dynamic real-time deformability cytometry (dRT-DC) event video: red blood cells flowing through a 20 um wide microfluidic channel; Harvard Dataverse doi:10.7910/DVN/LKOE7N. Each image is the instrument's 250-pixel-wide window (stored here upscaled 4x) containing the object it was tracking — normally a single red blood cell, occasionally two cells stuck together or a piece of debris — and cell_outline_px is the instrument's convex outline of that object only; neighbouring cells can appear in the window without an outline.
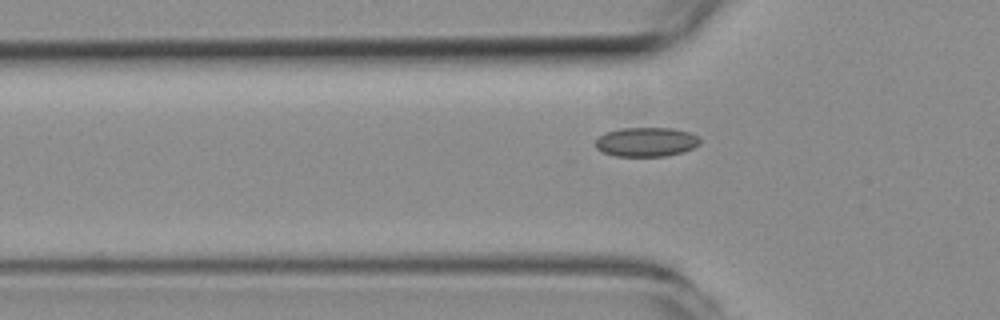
{"species": "common noctule bat (a hibernating species)", "species_latin": "Nyctalus noctula", "temperature_condition": "room temperature", "stored_images_in_passage": 35, "camera_frame_rate_fps": 3000, "um_per_image_px": 0.085, "animal": {"sex": "female", "body_mass_g": 19.3, "forearm_length_mm": 54.1}, "frame": {"image": 1, "passage_image": 4, "time_ms": 1.0, "image_size_px": [1000, 320], "cell_outline_px": [[700, 144], [684, 152], [664, 156], [616, 156], [604, 152], [596, 148], [596, 140], [600, 136], [608, 132], [620, 128], [672, 128], [688, 132], [696, 136], [700, 140]], "centroid_in_image_um": [54.94, 12.07], "position_along_channel_um": 70.9, "area_um2": 17.63}}
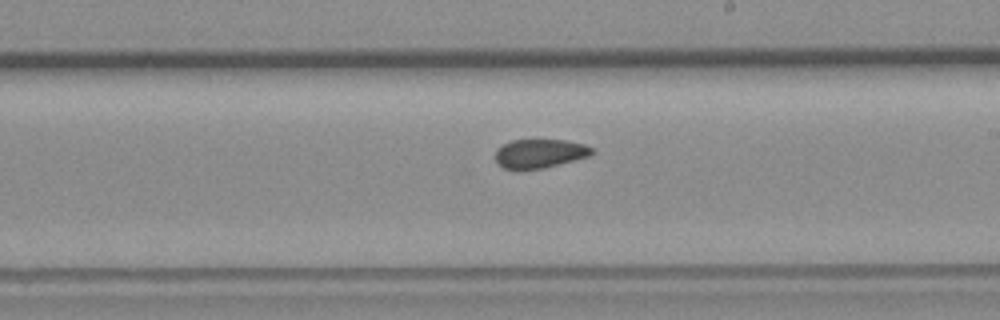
{"frame": {"image": 2, "passage_image": 17, "time_ms": 5.333, "image_size_px": [1000, 320], "cell_outline_px": [[596, 152], [588, 156], [544, 168], [520, 172], [504, 168], [496, 160], [496, 148], [512, 140], [564, 140], [584, 144], [592, 148]], "centroid_in_image_um": [45.85, 13.07], "position_along_channel_um": 243.2, "area_um2": 16.47}}
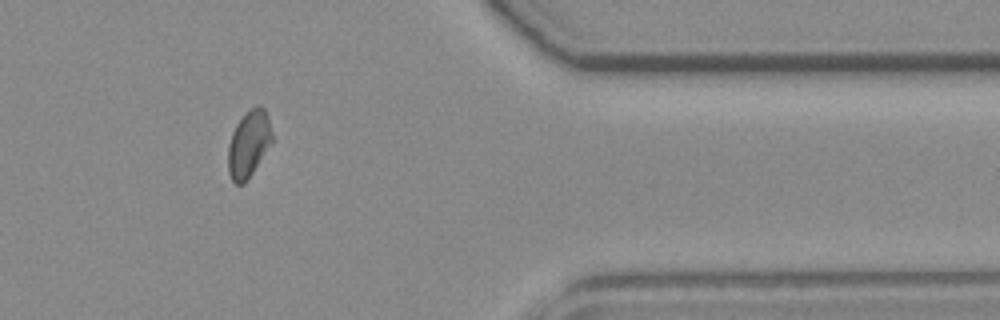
{"frame": {"image": 3, "passage_image": 30, "time_ms": 9.667, "image_size_px": [1000, 320], "cell_outline_px": [[272, 140], [252, 172], [244, 184], [236, 184], [232, 180], [228, 172], [228, 144], [232, 132], [236, 124], [256, 104], [260, 104], [264, 108], [268, 116], [272, 132]], "centroid_in_image_um": [21.12, 12.22], "position_along_channel_um": 390.3, "area_um2": 16.76}, "authors_computed_cell_mechanics": {"area_um2": 17.1088, "velocity_mm_per_s": 3.9737, "shape_relaxation_time_tau1_ms": null, "shape_relaxation_time_tau2_ms": 1.722, "deformation_change_tau1": null, "deformation_change_tau2": 0.0655}}